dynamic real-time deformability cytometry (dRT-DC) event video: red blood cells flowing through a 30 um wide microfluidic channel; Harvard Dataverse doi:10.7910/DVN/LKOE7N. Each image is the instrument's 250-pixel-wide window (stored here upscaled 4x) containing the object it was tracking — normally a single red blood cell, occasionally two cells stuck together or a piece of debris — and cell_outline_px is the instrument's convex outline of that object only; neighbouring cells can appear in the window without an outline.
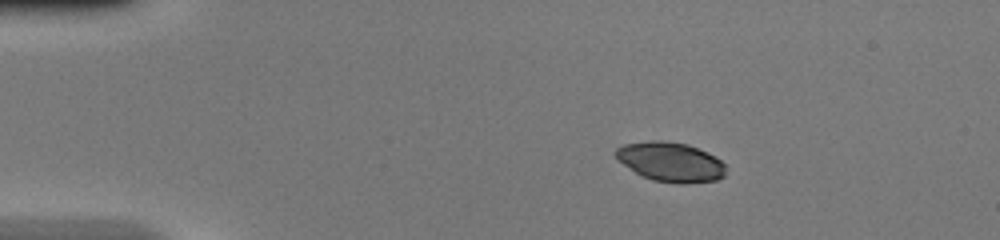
{"species": "common noctule bat (a hibernating species)", "species_latin": "Nyctalus noctula", "temperature_condition": "warm", "stored_images_in_passage": 41, "camera_frame_rate_fps": 3000, "um_per_image_px": 0.085, "animal": {"sex": "female", "body_mass_g": 20.0, "forearm_length_mm": 54.0}, "frame": {"image": 1, "passage_image": 1, "time_ms": 0.0, "image_size_px": [1000, 240], "cell_outline_px": [[724, 176], [716, 180], [684, 184], [680, 184], [652, 180], [636, 172], [624, 164], [616, 156], [616, 148], [624, 144], [652, 140], [660, 140], [688, 144], [708, 152], [716, 156], [724, 164]], "centroid_in_image_um": [57.03, 13.76], "position_along_channel_um": 28.0, "area_um2": 25.14}}
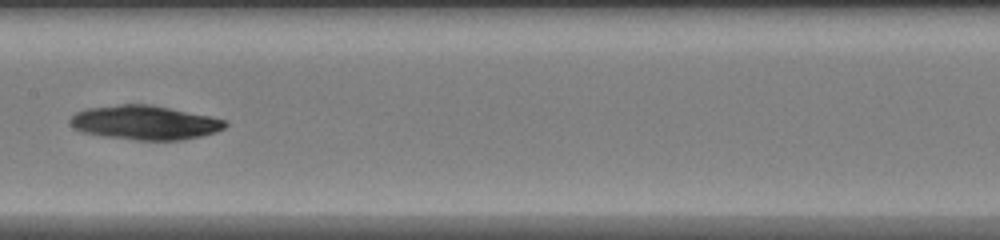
{"frame": {"image": 2, "passage_image": 18, "time_ms": 5.667, "image_size_px": [1000, 240], "cell_outline_px": [[228, 124], [224, 128], [216, 132], [200, 136], [180, 140], [136, 140], [104, 136], [80, 132], [72, 128], [68, 124], [68, 120], [76, 112], [84, 108], [120, 104], [152, 104], [228, 120]], "centroid_in_image_um": [12.26, 10.41], "position_along_channel_um": 195.1, "area_um2": 31.21}}
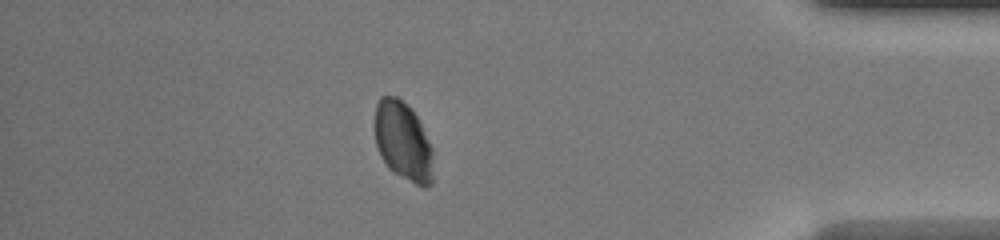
{"frame": {"image": 3, "passage_image": 35, "time_ms": 11.333, "image_size_px": [1000, 240], "cell_outline_px": [[432, 184], [424, 188], [392, 172], [388, 168], [380, 156], [376, 144], [372, 128], [372, 124], [376, 104], [380, 96], [396, 96], [412, 108], [420, 120], [432, 148]], "centroid_in_image_um": [34.22, 11.97], "position_along_channel_um": 401.0, "area_um2": 27.63}, "authors_computed_cell_mechanics": {"area_um2": 29.8826, "velocity_mm_per_s": 4.2587, "shape_relaxation_time_tau1_ms": 1.5084, "shape_relaxation_time_tau2_ms": null, "deformation_change_tau1": 0.0519, "deformation_change_tau2": null}}